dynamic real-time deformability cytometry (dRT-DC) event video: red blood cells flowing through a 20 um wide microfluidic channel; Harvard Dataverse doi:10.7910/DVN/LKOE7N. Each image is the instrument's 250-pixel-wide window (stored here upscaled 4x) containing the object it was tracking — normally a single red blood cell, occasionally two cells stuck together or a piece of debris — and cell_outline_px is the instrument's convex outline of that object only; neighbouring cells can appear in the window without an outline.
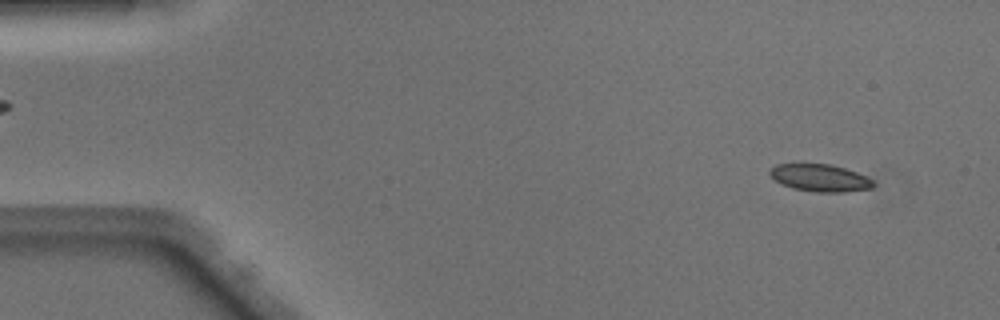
{"species": "Egyptian fruit bat (a non-hibernating species)", "species_latin": "Rousettus aegyptiacus", "temperature_condition": "warm", "stored_images_in_passage": 49, "camera_frame_rate_fps": 3000, "um_per_image_px": 0.085, "animal": {"sex": "male"}, "frame": {"image": 1, "passage_image": 4, "time_ms": 1.0, "image_size_px": [1000, 320], "cell_outline_px": [[876, 184], [872, 188], [844, 192], [816, 192], [792, 188], [776, 180], [768, 172], [776, 164], [828, 164], [844, 168], [856, 172], [872, 180]], "centroid_in_image_um": [69.72, 15.12], "position_along_channel_um": 15.3, "area_um2": 16.18}}
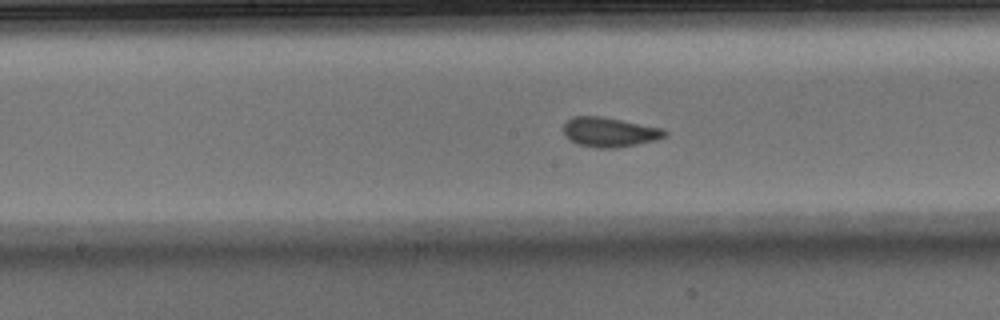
{"frame": {"image": 2, "passage_image": 25, "time_ms": 8.0, "image_size_px": [1000, 320], "cell_outline_px": [[668, 136], [656, 140], [616, 148], [596, 148], [580, 144], [572, 140], [564, 132], [564, 124], [572, 116], [600, 116], [660, 128], [668, 132]], "centroid_in_image_um": [51.83, 11.23], "position_along_channel_um": 196.4, "area_um2": 17.11}}
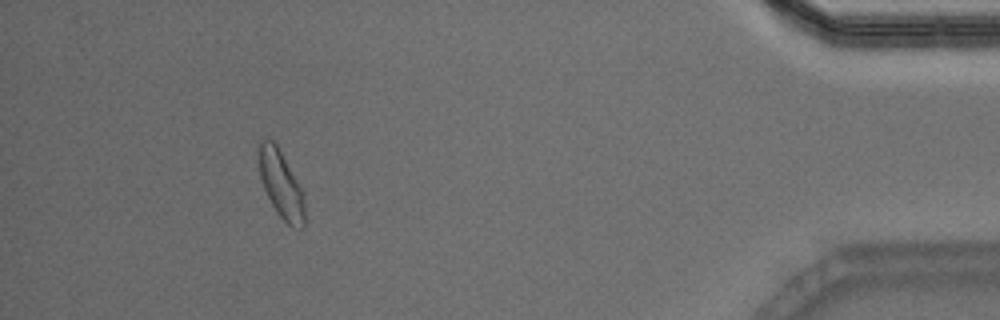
{"frame": {"image": 3, "passage_image": 45, "time_ms": 14.667, "image_size_px": [1000, 320], "cell_outline_px": [[304, 228], [300, 228], [288, 224], [276, 212], [264, 188], [260, 176], [256, 152], [260, 140], [272, 140], [276, 144], [304, 192]], "centroid_in_image_um": [23.86, 15.64], "position_along_channel_um": 411.3, "area_um2": 17.98}, "authors_computed_cell_mechanics": {"area_um2": 17.1088, "velocity_mm_per_s": 4.1013, "shape_relaxation_time_tau1_ms": 2.9457, "shape_relaxation_time_tau2_ms": null, "deformation_change_tau1": 0.109, "deformation_change_tau2": null}}